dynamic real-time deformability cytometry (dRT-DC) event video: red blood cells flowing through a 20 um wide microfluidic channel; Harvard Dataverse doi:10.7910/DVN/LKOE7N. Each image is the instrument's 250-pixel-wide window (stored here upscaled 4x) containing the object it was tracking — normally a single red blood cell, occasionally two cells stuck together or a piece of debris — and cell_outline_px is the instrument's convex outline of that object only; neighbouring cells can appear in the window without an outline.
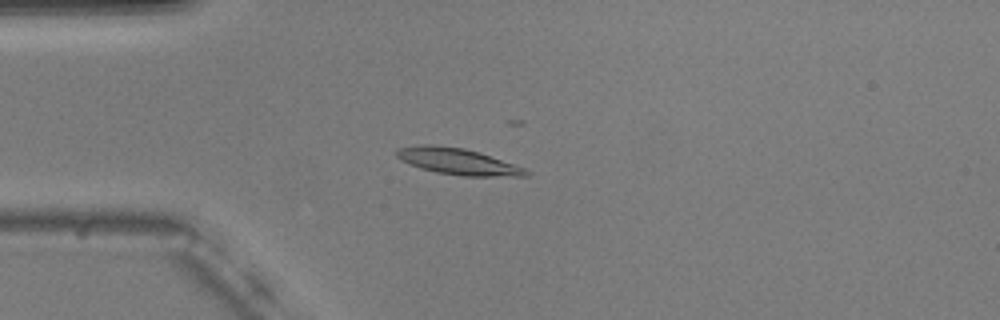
{"species": "common noctule bat (a hibernating species)", "species_latin": "Nyctalus noctula", "temperature_condition": "warm", "stored_images_in_passage": 53, "camera_frame_rate_fps": 3000, "um_per_image_px": 0.085, "animal": {"sex": "male", "body_mass_g": 20.5, "forearm_length_mm": 52.5}, "frame": {"image": 1, "passage_image": 13, "time_ms": 4.0, "image_size_px": [1000, 320], "cell_outline_px": [[532, 172], [528, 176], [464, 176], [436, 172], [400, 160], [396, 156], [396, 152], [400, 148], [424, 144], [432, 144], [464, 148], [528, 168]], "centroid_in_image_um": [38.99, 13.73], "position_along_channel_um": 46.0, "area_um2": 19.65}}
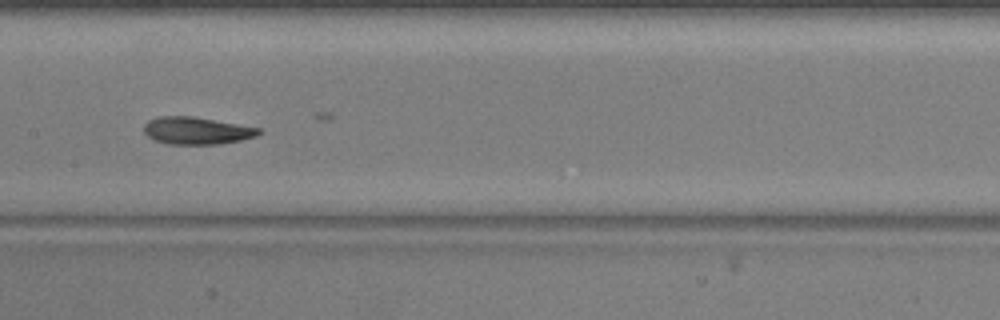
{"frame": {"image": 2, "passage_image": 26, "time_ms": 8.333, "image_size_px": [1000, 320], "cell_outline_px": [[264, 132], [256, 136], [240, 140], [220, 144], [168, 144], [156, 140], [148, 136], [144, 132], [144, 124], [148, 120], [160, 116], [192, 116], [264, 128]], "centroid_in_image_um": [16.77, 11.1], "position_along_channel_um": 190.6, "area_um2": 18.44}}
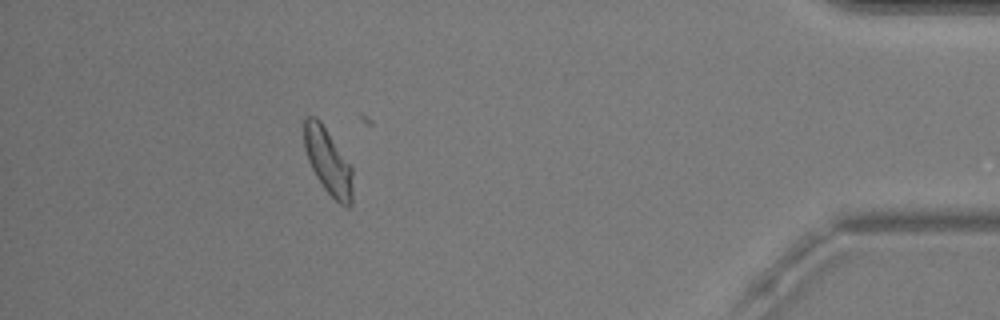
{"frame": {"image": 3, "passage_image": 48, "time_ms": 15.667, "image_size_px": [1000, 320], "cell_outline_px": [[352, 204], [348, 208], [340, 204], [324, 188], [316, 176], [308, 160], [304, 148], [304, 116], [316, 116], [320, 120], [352, 168]], "centroid_in_image_um": [27.87, 13.71], "position_along_channel_um": 407.3, "area_um2": 18.44}, "authors_computed_cell_mechanics": {"area_um2": 18.496, "velocity_mm_per_s": 3.6787, "shape_relaxation_time_tau1_ms": 5.0041, "shape_relaxation_time_tau2_ms": 1.2744, "deformation_change_tau1": 0.1863, "deformation_change_tau2": 0.0616}}